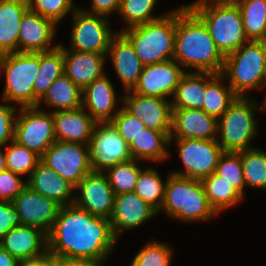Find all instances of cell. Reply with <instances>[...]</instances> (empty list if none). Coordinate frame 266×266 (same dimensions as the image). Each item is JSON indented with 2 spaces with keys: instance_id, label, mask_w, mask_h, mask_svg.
Segmentation results:
<instances>
[{
  "instance_id": "obj_1",
  "label": "cell",
  "mask_w": 266,
  "mask_h": 266,
  "mask_svg": "<svg viewBox=\"0 0 266 266\" xmlns=\"http://www.w3.org/2000/svg\"><path fill=\"white\" fill-rule=\"evenodd\" d=\"M117 242L108 218L74 203L60 207L47 234L48 256L57 258L106 261Z\"/></svg>"
},
{
  "instance_id": "obj_2",
  "label": "cell",
  "mask_w": 266,
  "mask_h": 266,
  "mask_svg": "<svg viewBox=\"0 0 266 266\" xmlns=\"http://www.w3.org/2000/svg\"><path fill=\"white\" fill-rule=\"evenodd\" d=\"M181 67L221 74L225 57L216 47L204 22L187 6L176 8L174 55Z\"/></svg>"
},
{
  "instance_id": "obj_3",
  "label": "cell",
  "mask_w": 266,
  "mask_h": 266,
  "mask_svg": "<svg viewBox=\"0 0 266 266\" xmlns=\"http://www.w3.org/2000/svg\"><path fill=\"white\" fill-rule=\"evenodd\" d=\"M187 6L204 22L224 57L249 42L240 9L233 0H196Z\"/></svg>"
},
{
  "instance_id": "obj_4",
  "label": "cell",
  "mask_w": 266,
  "mask_h": 266,
  "mask_svg": "<svg viewBox=\"0 0 266 266\" xmlns=\"http://www.w3.org/2000/svg\"><path fill=\"white\" fill-rule=\"evenodd\" d=\"M184 222H206L219 215L210 205L201 180L168 174L165 196L158 215Z\"/></svg>"
},
{
  "instance_id": "obj_5",
  "label": "cell",
  "mask_w": 266,
  "mask_h": 266,
  "mask_svg": "<svg viewBox=\"0 0 266 266\" xmlns=\"http://www.w3.org/2000/svg\"><path fill=\"white\" fill-rule=\"evenodd\" d=\"M120 32L132 45L144 66L173 59L176 9L145 24L122 29Z\"/></svg>"
},
{
  "instance_id": "obj_6",
  "label": "cell",
  "mask_w": 266,
  "mask_h": 266,
  "mask_svg": "<svg viewBox=\"0 0 266 266\" xmlns=\"http://www.w3.org/2000/svg\"><path fill=\"white\" fill-rule=\"evenodd\" d=\"M221 75L237 97L247 91L266 87V51L262 41H249L227 55Z\"/></svg>"
},
{
  "instance_id": "obj_7",
  "label": "cell",
  "mask_w": 266,
  "mask_h": 266,
  "mask_svg": "<svg viewBox=\"0 0 266 266\" xmlns=\"http://www.w3.org/2000/svg\"><path fill=\"white\" fill-rule=\"evenodd\" d=\"M256 111L260 112V107L252 97H236L218 119L216 140L224 152L255 148L251 141L258 133Z\"/></svg>"
},
{
  "instance_id": "obj_8",
  "label": "cell",
  "mask_w": 266,
  "mask_h": 266,
  "mask_svg": "<svg viewBox=\"0 0 266 266\" xmlns=\"http://www.w3.org/2000/svg\"><path fill=\"white\" fill-rule=\"evenodd\" d=\"M38 69L39 52H14L0 56V71L5 74L2 99L20 108L34 106L33 86Z\"/></svg>"
},
{
  "instance_id": "obj_9",
  "label": "cell",
  "mask_w": 266,
  "mask_h": 266,
  "mask_svg": "<svg viewBox=\"0 0 266 266\" xmlns=\"http://www.w3.org/2000/svg\"><path fill=\"white\" fill-rule=\"evenodd\" d=\"M14 140L42 157L56 141L53 112L37 106L18 107Z\"/></svg>"
},
{
  "instance_id": "obj_10",
  "label": "cell",
  "mask_w": 266,
  "mask_h": 266,
  "mask_svg": "<svg viewBox=\"0 0 266 266\" xmlns=\"http://www.w3.org/2000/svg\"><path fill=\"white\" fill-rule=\"evenodd\" d=\"M70 50L107 55L113 32L108 17L85 12L81 7L72 14Z\"/></svg>"
},
{
  "instance_id": "obj_11",
  "label": "cell",
  "mask_w": 266,
  "mask_h": 266,
  "mask_svg": "<svg viewBox=\"0 0 266 266\" xmlns=\"http://www.w3.org/2000/svg\"><path fill=\"white\" fill-rule=\"evenodd\" d=\"M92 171L104 172L133 159L130 146L112 122H97L88 143Z\"/></svg>"
},
{
  "instance_id": "obj_12",
  "label": "cell",
  "mask_w": 266,
  "mask_h": 266,
  "mask_svg": "<svg viewBox=\"0 0 266 266\" xmlns=\"http://www.w3.org/2000/svg\"><path fill=\"white\" fill-rule=\"evenodd\" d=\"M172 140L176 142L184 170L170 173L181 177L202 180L215 172L219 158L224 153L216 139L170 138L169 145L173 142Z\"/></svg>"
},
{
  "instance_id": "obj_13",
  "label": "cell",
  "mask_w": 266,
  "mask_h": 266,
  "mask_svg": "<svg viewBox=\"0 0 266 266\" xmlns=\"http://www.w3.org/2000/svg\"><path fill=\"white\" fill-rule=\"evenodd\" d=\"M41 161L74 186L92 172L87 144L56 140Z\"/></svg>"
},
{
  "instance_id": "obj_14",
  "label": "cell",
  "mask_w": 266,
  "mask_h": 266,
  "mask_svg": "<svg viewBox=\"0 0 266 266\" xmlns=\"http://www.w3.org/2000/svg\"><path fill=\"white\" fill-rule=\"evenodd\" d=\"M123 107L141 120L146 128L159 132H171V101L161 97L136 94L132 90L119 96Z\"/></svg>"
},
{
  "instance_id": "obj_15",
  "label": "cell",
  "mask_w": 266,
  "mask_h": 266,
  "mask_svg": "<svg viewBox=\"0 0 266 266\" xmlns=\"http://www.w3.org/2000/svg\"><path fill=\"white\" fill-rule=\"evenodd\" d=\"M74 204L95 216L110 218L114 208L115 192L103 172L87 174L76 186Z\"/></svg>"
},
{
  "instance_id": "obj_16",
  "label": "cell",
  "mask_w": 266,
  "mask_h": 266,
  "mask_svg": "<svg viewBox=\"0 0 266 266\" xmlns=\"http://www.w3.org/2000/svg\"><path fill=\"white\" fill-rule=\"evenodd\" d=\"M185 73L186 69L173 59L146 65L132 91L145 96L170 99L169 97H173L175 89Z\"/></svg>"
},
{
  "instance_id": "obj_17",
  "label": "cell",
  "mask_w": 266,
  "mask_h": 266,
  "mask_svg": "<svg viewBox=\"0 0 266 266\" xmlns=\"http://www.w3.org/2000/svg\"><path fill=\"white\" fill-rule=\"evenodd\" d=\"M21 225L33 226L48 234L57 217L60 205L26 186L14 199Z\"/></svg>"
},
{
  "instance_id": "obj_18",
  "label": "cell",
  "mask_w": 266,
  "mask_h": 266,
  "mask_svg": "<svg viewBox=\"0 0 266 266\" xmlns=\"http://www.w3.org/2000/svg\"><path fill=\"white\" fill-rule=\"evenodd\" d=\"M0 246L18 261L44 259L48 256L47 234L33 226L13 227L0 239Z\"/></svg>"
},
{
  "instance_id": "obj_19",
  "label": "cell",
  "mask_w": 266,
  "mask_h": 266,
  "mask_svg": "<svg viewBox=\"0 0 266 266\" xmlns=\"http://www.w3.org/2000/svg\"><path fill=\"white\" fill-rule=\"evenodd\" d=\"M158 215V211L143 201L135 192L115 196L114 208L109 221L115 237L119 240L124 230L138 228Z\"/></svg>"
},
{
  "instance_id": "obj_20",
  "label": "cell",
  "mask_w": 266,
  "mask_h": 266,
  "mask_svg": "<svg viewBox=\"0 0 266 266\" xmlns=\"http://www.w3.org/2000/svg\"><path fill=\"white\" fill-rule=\"evenodd\" d=\"M56 29L57 25L52 20L28 9L19 26L18 52L37 53L55 49L59 44H51L57 34Z\"/></svg>"
},
{
  "instance_id": "obj_21",
  "label": "cell",
  "mask_w": 266,
  "mask_h": 266,
  "mask_svg": "<svg viewBox=\"0 0 266 266\" xmlns=\"http://www.w3.org/2000/svg\"><path fill=\"white\" fill-rule=\"evenodd\" d=\"M218 120L202 109H172L170 138L217 139Z\"/></svg>"
},
{
  "instance_id": "obj_22",
  "label": "cell",
  "mask_w": 266,
  "mask_h": 266,
  "mask_svg": "<svg viewBox=\"0 0 266 266\" xmlns=\"http://www.w3.org/2000/svg\"><path fill=\"white\" fill-rule=\"evenodd\" d=\"M109 79L105 74L82 90V107L96 122H111L120 109L119 97Z\"/></svg>"
},
{
  "instance_id": "obj_23",
  "label": "cell",
  "mask_w": 266,
  "mask_h": 266,
  "mask_svg": "<svg viewBox=\"0 0 266 266\" xmlns=\"http://www.w3.org/2000/svg\"><path fill=\"white\" fill-rule=\"evenodd\" d=\"M59 46L63 49L64 74L81 90L105 75L106 55L70 50L62 44Z\"/></svg>"
},
{
  "instance_id": "obj_24",
  "label": "cell",
  "mask_w": 266,
  "mask_h": 266,
  "mask_svg": "<svg viewBox=\"0 0 266 266\" xmlns=\"http://www.w3.org/2000/svg\"><path fill=\"white\" fill-rule=\"evenodd\" d=\"M125 91L132 90L139 79L144 65L131 43L118 32L111 40L107 55Z\"/></svg>"
},
{
  "instance_id": "obj_25",
  "label": "cell",
  "mask_w": 266,
  "mask_h": 266,
  "mask_svg": "<svg viewBox=\"0 0 266 266\" xmlns=\"http://www.w3.org/2000/svg\"><path fill=\"white\" fill-rule=\"evenodd\" d=\"M53 119L56 140L87 145L97 123L83 107L55 111Z\"/></svg>"
},
{
  "instance_id": "obj_26",
  "label": "cell",
  "mask_w": 266,
  "mask_h": 266,
  "mask_svg": "<svg viewBox=\"0 0 266 266\" xmlns=\"http://www.w3.org/2000/svg\"><path fill=\"white\" fill-rule=\"evenodd\" d=\"M26 181L32 190L54 200L61 207L74 203L75 186L42 161L37 164Z\"/></svg>"
},
{
  "instance_id": "obj_27",
  "label": "cell",
  "mask_w": 266,
  "mask_h": 266,
  "mask_svg": "<svg viewBox=\"0 0 266 266\" xmlns=\"http://www.w3.org/2000/svg\"><path fill=\"white\" fill-rule=\"evenodd\" d=\"M218 74L186 72L180 79L171 101L172 109H202L206 86Z\"/></svg>"
},
{
  "instance_id": "obj_28",
  "label": "cell",
  "mask_w": 266,
  "mask_h": 266,
  "mask_svg": "<svg viewBox=\"0 0 266 266\" xmlns=\"http://www.w3.org/2000/svg\"><path fill=\"white\" fill-rule=\"evenodd\" d=\"M27 0H0V56L18 52L19 26Z\"/></svg>"
},
{
  "instance_id": "obj_29",
  "label": "cell",
  "mask_w": 266,
  "mask_h": 266,
  "mask_svg": "<svg viewBox=\"0 0 266 266\" xmlns=\"http://www.w3.org/2000/svg\"><path fill=\"white\" fill-rule=\"evenodd\" d=\"M171 132H159L145 128L142 133L135 138L130 146V151L134 160L163 162L171 153L168 151Z\"/></svg>"
},
{
  "instance_id": "obj_30",
  "label": "cell",
  "mask_w": 266,
  "mask_h": 266,
  "mask_svg": "<svg viewBox=\"0 0 266 266\" xmlns=\"http://www.w3.org/2000/svg\"><path fill=\"white\" fill-rule=\"evenodd\" d=\"M59 110H74L82 107V90L65 74L58 77L38 101L37 107L43 104Z\"/></svg>"
},
{
  "instance_id": "obj_31",
  "label": "cell",
  "mask_w": 266,
  "mask_h": 266,
  "mask_svg": "<svg viewBox=\"0 0 266 266\" xmlns=\"http://www.w3.org/2000/svg\"><path fill=\"white\" fill-rule=\"evenodd\" d=\"M64 74L63 49L58 45L55 49L39 52V69L34 80V106L44 96L51 84Z\"/></svg>"
},
{
  "instance_id": "obj_32",
  "label": "cell",
  "mask_w": 266,
  "mask_h": 266,
  "mask_svg": "<svg viewBox=\"0 0 266 266\" xmlns=\"http://www.w3.org/2000/svg\"><path fill=\"white\" fill-rule=\"evenodd\" d=\"M240 9L249 41L266 38V0H233Z\"/></svg>"
},
{
  "instance_id": "obj_33",
  "label": "cell",
  "mask_w": 266,
  "mask_h": 266,
  "mask_svg": "<svg viewBox=\"0 0 266 266\" xmlns=\"http://www.w3.org/2000/svg\"><path fill=\"white\" fill-rule=\"evenodd\" d=\"M201 181L210 205L218 214L244 199L230 183L215 172Z\"/></svg>"
},
{
  "instance_id": "obj_34",
  "label": "cell",
  "mask_w": 266,
  "mask_h": 266,
  "mask_svg": "<svg viewBox=\"0 0 266 266\" xmlns=\"http://www.w3.org/2000/svg\"><path fill=\"white\" fill-rule=\"evenodd\" d=\"M168 176L164 182L158 171L152 167L140 171L134 192L157 211L162 207Z\"/></svg>"
},
{
  "instance_id": "obj_35",
  "label": "cell",
  "mask_w": 266,
  "mask_h": 266,
  "mask_svg": "<svg viewBox=\"0 0 266 266\" xmlns=\"http://www.w3.org/2000/svg\"><path fill=\"white\" fill-rule=\"evenodd\" d=\"M224 77L218 74L205 89L203 110L210 116L215 117L217 120L228 109L229 105L236 99L232 88L222 84Z\"/></svg>"
},
{
  "instance_id": "obj_36",
  "label": "cell",
  "mask_w": 266,
  "mask_h": 266,
  "mask_svg": "<svg viewBox=\"0 0 266 266\" xmlns=\"http://www.w3.org/2000/svg\"><path fill=\"white\" fill-rule=\"evenodd\" d=\"M246 186L266 190V151L257 147L241 151Z\"/></svg>"
},
{
  "instance_id": "obj_37",
  "label": "cell",
  "mask_w": 266,
  "mask_h": 266,
  "mask_svg": "<svg viewBox=\"0 0 266 266\" xmlns=\"http://www.w3.org/2000/svg\"><path fill=\"white\" fill-rule=\"evenodd\" d=\"M138 163V160L132 159L103 172L116 195L134 192L140 171L143 169Z\"/></svg>"
},
{
  "instance_id": "obj_38",
  "label": "cell",
  "mask_w": 266,
  "mask_h": 266,
  "mask_svg": "<svg viewBox=\"0 0 266 266\" xmlns=\"http://www.w3.org/2000/svg\"><path fill=\"white\" fill-rule=\"evenodd\" d=\"M6 168L19 175H27V179L41 161V157L18 144L15 140L5 146Z\"/></svg>"
},
{
  "instance_id": "obj_39",
  "label": "cell",
  "mask_w": 266,
  "mask_h": 266,
  "mask_svg": "<svg viewBox=\"0 0 266 266\" xmlns=\"http://www.w3.org/2000/svg\"><path fill=\"white\" fill-rule=\"evenodd\" d=\"M157 1L158 0H121L118 14H120L123 21L127 23L124 29L145 24L164 16L166 13H163V15L159 17L154 16L152 13Z\"/></svg>"
},
{
  "instance_id": "obj_40",
  "label": "cell",
  "mask_w": 266,
  "mask_h": 266,
  "mask_svg": "<svg viewBox=\"0 0 266 266\" xmlns=\"http://www.w3.org/2000/svg\"><path fill=\"white\" fill-rule=\"evenodd\" d=\"M215 173L230 183L244 198V188H246V184L243 177L241 151L224 152L219 158Z\"/></svg>"
},
{
  "instance_id": "obj_41",
  "label": "cell",
  "mask_w": 266,
  "mask_h": 266,
  "mask_svg": "<svg viewBox=\"0 0 266 266\" xmlns=\"http://www.w3.org/2000/svg\"><path fill=\"white\" fill-rule=\"evenodd\" d=\"M173 253L167 243L152 240L135 254L130 266H171Z\"/></svg>"
},
{
  "instance_id": "obj_42",
  "label": "cell",
  "mask_w": 266,
  "mask_h": 266,
  "mask_svg": "<svg viewBox=\"0 0 266 266\" xmlns=\"http://www.w3.org/2000/svg\"><path fill=\"white\" fill-rule=\"evenodd\" d=\"M28 9L52 20L56 25L69 13H73L78 6L74 0H27Z\"/></svg>"
},
{
  "instance_id": "obj_43",
  "label": "cell",
  "mask_w": 266,
  "mask_h": 266,
  "mask_svg": "<svg viewBox=\"0 0 266 266\" xmlns=\"http://www.w3.org/2000/svg\"><path fill=\"white\" fill-rule=\"evenodd\" d=\"M118 113L111 121L119 130L120 135L130 145L146 128L145 124L137 117L133 116L123 106H119Z\"/></svg>"
},
{
  "instance_id": "obj_44",
  "label": "cell",
  "mask_w": 266,
  "mask_h": 266,
  "mask_svg": "<svg viewBox=\"0 0 266 266\" xmlns=\"http://www.w3.org/2000/svg\"><path fill=\"white\" fill-rule=\"evenodd\" d=\"M27 186L19 174L5 170L0 172V201L13 202L16 196Z\"/></svg>"
},
{
  "instance_id": "obj_45",
  "label": "cell",
  "mask_w": 266,
  "mask_h": 266,
  "mask_svg": "<svg viewBox=\"0 0 266 266\" xmlns=\"http://www.w3.org/2000/svg\"><path fill=\"white\" fill-rule=\"evenodd\" d=\"M2 101L4 103L0 104V145L6 146L14 140L16 112L18 109L17 106L9 104L5 100Z\"/></svg>"
},
{
  "instance_id": "obj_46",
  "label": "cell",
  "mask_w": 266,
  "mask_h": 266,
  "mask_svg": "<svg viewBox=\"0 0 266 266\" xmlns=\"http://www.w3.org/2000/svg\"><path fill=\"white\" fill-rule=\"evenodd\" d=\"M19 225L21 222L13 202L0 201V239Z\"/></svg>"
},
{
  "instance_id": "obj_47",
  "label": "cell",
  "mask_w": 266,
  "mask_h": 266,
  "mask_svg": "<svg viewBox=\"0 0 266 266\" xmlns=\"http://www.w3.org/2000/svg\"><path fill=\"white\" fill-rule=\"evenodd\" d=\"M121 0H92L89 9H83L90 14L102 15L110 17L113 12H118Z\"/></svg>"
},
{
  "instance_id": "obj_48",
  "label": "cell",
  "mask_w": 266,
  "mask_h": 266,
  "mask_svg": "<svg viewBox=\"0 0 266 266\" xmlns=\"http://www.w3.org/2000/svg\"><path fill=\"white\" fill-rule=\"evenodd\" d=\"M105 261L53 257V266H104Z\"/></svg>"
},
{
  "instance_id": "obj_49",
  "label": "cell",
  "mask_w": 266,
  "mask_h": 266,
  "mask_svg": "<svg viewBox=\"0 0 266 266\" xmlns=\"http://www.w3.org/2000/svg\"><path fill=\"white\" fill-rule=\"evenodd\" d=\"M19 261L0 246V266H17Z\"/></svg>"
},
{
  "instance_id": "obj_50",
  "label": "cell",
  "mask_w": 266,
  "mask_h": 266,
  "mask_svg": "<svg viewBox=\"0 0 266 266\" xmlns=\"http://www.w3.org/2000/svg\"><path fill=\"white\" fill-rule=\"evenodd\" d=\"M17 266H53V257L47 256L44 259L19 261Z\"/></svg>"
},
{
  "instance_id": "obj_51",
  "label": "cell",
  "mask_w": 266,
  "mask_h": 266,
  "mask_svg": "<svg viewBox=\"0 0 266 266\" xmlns=\"http://www.w3.org/2000/svg\"><path fill=\"white\" fill-rule=\"evenodd\" d=\"M3 145H0V172L7 170L6 168V155L5 151L3 150Z\"/></svg>"
},
{
  "instance_id": "obj_52",
  "label": "cell",
  "mask_w": 266,
  "mask_h": 266,
  "mask_svg": "<svg viewBox=\"0 0 266 266\" xmlns=\"http://www.w3.org/2000/svg\"><path fill=\"white\" fill-rule=\"evenodd\" d=\"M265 100H266V97H265ZM265 104H266V101L264 103L259 104L260 112L263 110V112L265 113V110H266V105Z\"/></svg>"
},
{
  "instance_id": "obj_53",
  "label": "cell",
  "mask_w": 266,
  "mask_h": 266,
  "mask_svg": "<svg viewBox=\"0 0 266 266\" xmlns=\"http://www.w3.org/2000/svg\"><path fill=\"white\" fill-rule=\"evenodd\" d=\"M262 43H263V45L265 47V51H266V38L264 40H262Z\"/></svg>"
}]
</instances>
